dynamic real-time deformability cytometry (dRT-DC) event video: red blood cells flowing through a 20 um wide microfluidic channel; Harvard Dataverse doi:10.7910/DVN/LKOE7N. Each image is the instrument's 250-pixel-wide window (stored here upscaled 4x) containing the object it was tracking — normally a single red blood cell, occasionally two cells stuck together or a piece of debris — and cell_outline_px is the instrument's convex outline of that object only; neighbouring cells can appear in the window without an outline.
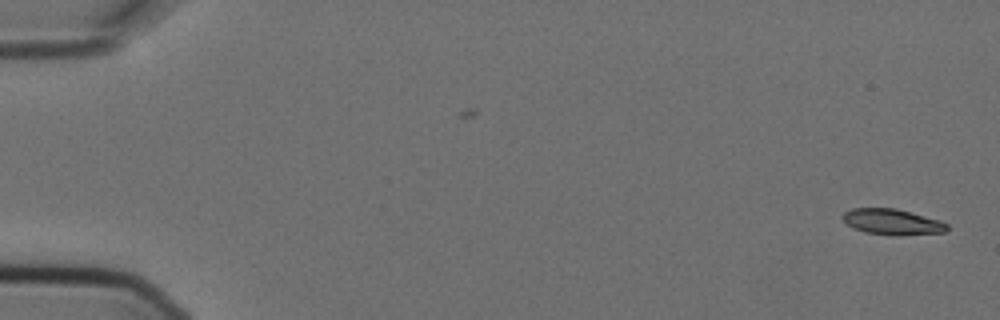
{"species": "Egyptian fruit bat (a non-hibernating species)", "species_latin": "Rousettus aegyptiacus", "temperature_condition": "cold", "stored_images_in_passage": 2, "camera_frame_rate_fps": 3000, "um_per_image_px": 0.085, "animal": {"sex": "female"}, "frame": {"image": 1, "passage_image": 2, "time_ms": 0.333, "image_size_px": [1000, 320], "cell_outline_px": [[948, 228], [944, 232], [864, 232], [852, 228], [840, 216], [844, 212], [852, 208], [896, 208], [940, 220], [948, 224]], "centroid_in_image_um": [75.76, 18.78], "position_along_channel_um": 9.2, "area_um2": 14.62}}